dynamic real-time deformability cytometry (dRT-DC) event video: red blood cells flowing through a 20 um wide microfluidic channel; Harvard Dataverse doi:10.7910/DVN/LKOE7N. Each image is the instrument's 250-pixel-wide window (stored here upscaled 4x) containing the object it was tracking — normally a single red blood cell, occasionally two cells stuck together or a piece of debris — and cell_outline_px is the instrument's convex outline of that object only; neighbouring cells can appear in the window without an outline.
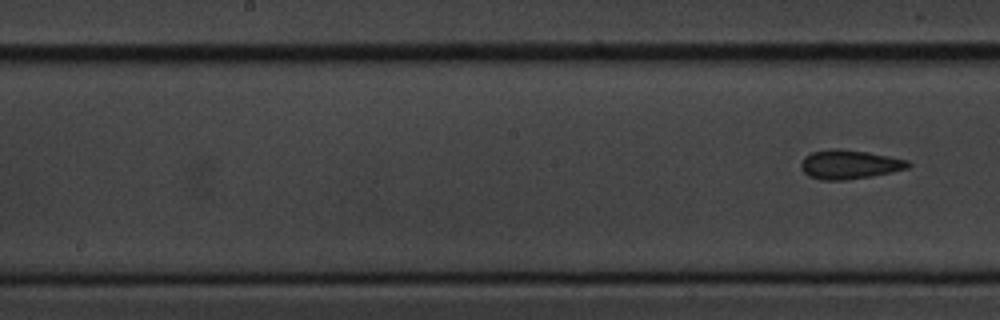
{"species": "common noctule bat (a hibernating species)", "species_latin": "Nyctalus noctula", "temperature_condition": "cold", "stored_images_in_passage": 10, "segment_of_instrument_passage": [2, 2], "camera_frame_rate_fps": 3000, "um_per_image_px": 0.085, "animal": {"sex": "male", "body_mass_g": 20.1, "forearm_length_mm": 53.5}, "frame": {"image": 1, "passage_image": 10, "time_ms": 11.667, "image_size_px": [1000, 320], "cell_outline_px": [[912, 164], [908, 168], [892, 172], [872, 176], [844, 180], [820, 180], [808, 176], [800, 168], [800, 164], [804, 156], [812, 152], [832, 148], [840, 148], [868, 152], [908, 160]], "centroid_in_image_um": [72.18, 13.97], "position_along_channel_um": 176.0, "area_um2": 18.32}}